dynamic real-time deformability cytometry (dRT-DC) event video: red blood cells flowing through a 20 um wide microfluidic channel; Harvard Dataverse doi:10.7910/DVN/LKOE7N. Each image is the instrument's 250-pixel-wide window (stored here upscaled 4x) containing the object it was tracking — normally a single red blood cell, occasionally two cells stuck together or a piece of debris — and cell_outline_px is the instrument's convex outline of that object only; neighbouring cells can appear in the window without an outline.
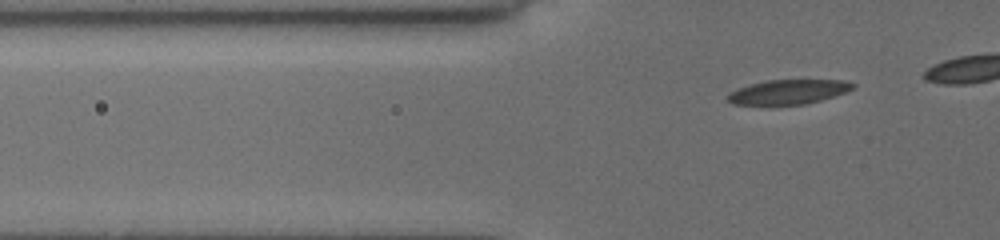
{"species": "common noctule bat (a hibernating species)", "species_latin": "Nyctalus noctula", "temperature_condition": "cold", "stored_images_in_passage": 20, "camera_frame_rate_fps": 3000, "um_per_image_px": 0.085, "animal": {"sex": "female", "body_mass_g": 19.5, "forearm_length_mm": 54.1}, "frame": {"image": 1, "passage_image": 12, "time_ms": 3.667, "image_size_px": [1000, 240], "cell_outline_px": [[856, 84], [852, 88], [844, 92], [820, 100], [804, 104], [736, 104], [728, 100], [728, 96], [732, 92], [740, 88], [752, 84], [768, 80], [840, 80]], "centroid_in_image_um": [67.03, 7.8], "position_along_channel_um": 58.8, "area_um2": 17.17}}
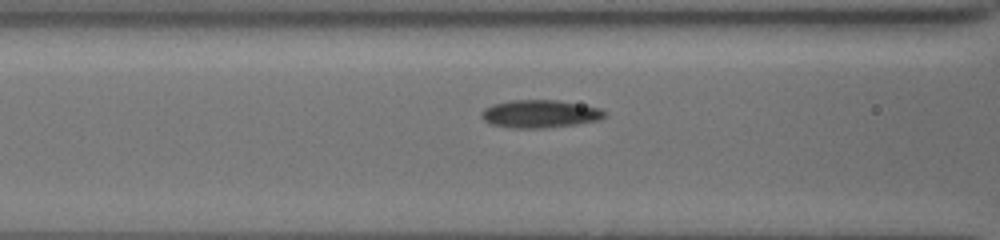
{"frame": {"image": 2, "passage_image": 18, "time_ms": 5.667, "image_size_px": [1000, 240], "cell_outline_px": [[604, 116], [596, 120], [572, 124], [544, 128], [512, 128], [492, 124], [484, 120], [480, 116], [480, 112], [484, 108], [492, 104], [508, 100], [556, 100], [600, 108], [604, 112]], "centroid_in_image_um": [45.79, 9.67], "position_along_channel_um": 120.8, "area_um2": 19.71}}